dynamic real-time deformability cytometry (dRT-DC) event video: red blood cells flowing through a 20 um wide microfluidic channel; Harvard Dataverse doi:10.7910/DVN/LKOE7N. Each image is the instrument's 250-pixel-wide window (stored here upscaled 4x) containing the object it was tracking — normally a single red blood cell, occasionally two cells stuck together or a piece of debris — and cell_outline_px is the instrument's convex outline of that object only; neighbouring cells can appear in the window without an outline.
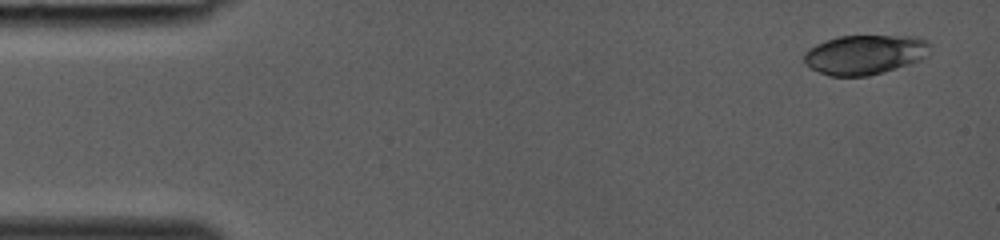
{"species": "common noctule bat (a hibernating species)", "species_latin": "Nyctalus noctula", "temperature_condition": "room temperature", "stored_images_in_passage": 37, "camera_frame_rate_fps": 3000, "um_per_image_px": 0.085, "animal": {"sex": "female", "body_mass_g": 19.0, "forearm_length_mm": 53.3}, "frame": {"image": 1, "passage_image": 1, "time_ms": 0.0, "image_size_px": [1000, 240], "cell_outline_px": [[932, 48], [928, 56], [920, 60], [908, 64], [868, 76], [828, 76], [804, 64], [804, 52], [808, 48], [816, 44], [840, 36], [916, 36], [928, 40], [932, 44]], "centroid_in_image_um": [73.55, 4.63], "position_along_channel_um": 11.4, "area_um2": 29.25}}
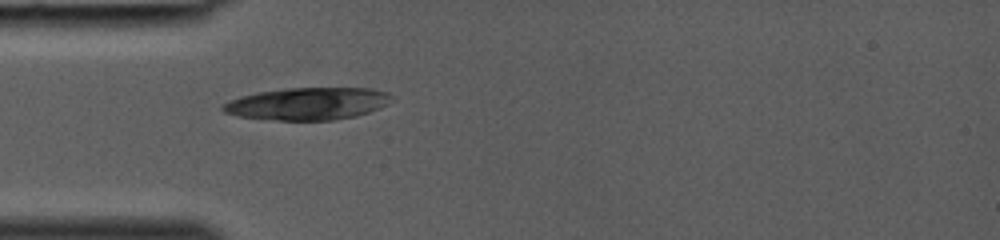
{"frame": {"image": 2, "passage_image": 11, "time_ms": 3.333, "image_size_px": [1000, 240], "cell_outline_px": [[396, 96], [388, 104], [380, 108], [356, 116], [332, 120], [280, 120], [236, 116], [224, 112], [220, 108], [220, 104], [228, 100], [240, 96], [256, 92], [284, 88], [372, 88], [388, 92]], "centroid_in_image_um": [26.15, 8.8], "position_along_channel_um": 58.8, "area_um2": 32.19}}